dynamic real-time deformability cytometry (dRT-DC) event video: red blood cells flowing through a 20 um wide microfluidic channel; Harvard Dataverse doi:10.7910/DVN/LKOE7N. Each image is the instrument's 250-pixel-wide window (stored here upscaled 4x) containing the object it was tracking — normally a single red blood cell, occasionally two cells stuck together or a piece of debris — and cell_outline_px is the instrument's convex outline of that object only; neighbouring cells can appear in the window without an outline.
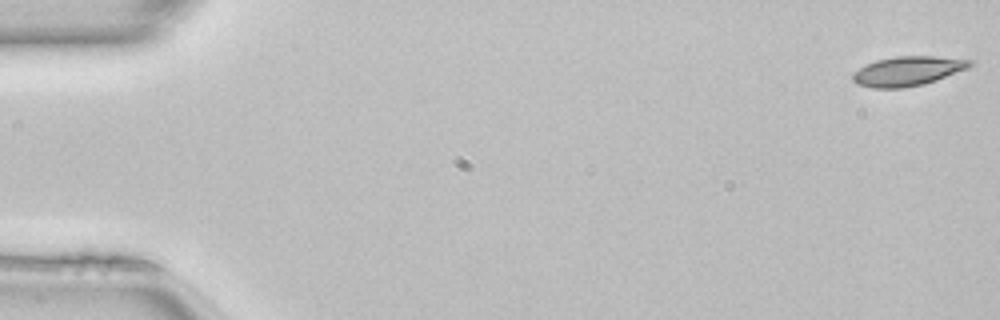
{"species": "common noctule bat (a hibernating species)", "species_latin": "Nyctalus noctula", "temperature_condition": "room temperature", "stored_images_in_passage": 50, "camera_frame_rate_fps": 3000, "um_per_image_px": 0.085, "animal": {"sex": "female", "body_mass_g": 22.7, "forearm_length_mm": 54.2}, "frame": {"image": 1, "passage_image": 1, "time_ms": 0.0, "image_size_px": [1000, 320], "cell_outline_px": [[972, 64], [968, 68], [936, 80], [924, 84], [904, 88], [872, 88], [856, 84], [852, 80], [852, 72], [876, 60], [896, 56], [932, 56], [972, 60]], "centroid_in_image_um": [77.12, 6.05], "position_along_channel_um": 7.9, "area_um2": 20.06}}
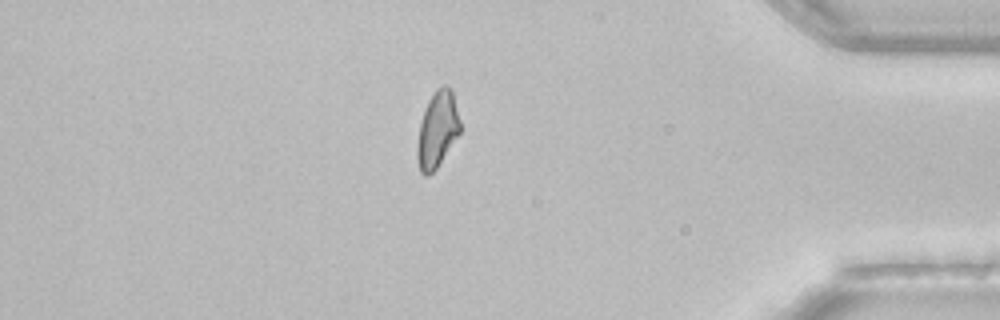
{"frame": {"image": 2, "passage_image": 43, "time_ms": 14.0, "image_size_px": [1000, 320], "cell_outline_px": [[460, 132], [436, 168], [428, 176], [424, 176], [420, 172], [416, 160], [416, 144], [420, 120], [428, 100], [436, 88], [440, 84], [448, 84], [452, 92], [460, 120]], "centroid_in_image_um": [37.14, 11.0], "position_along_channel_um": 398.1, "area_um2": 19.25}}
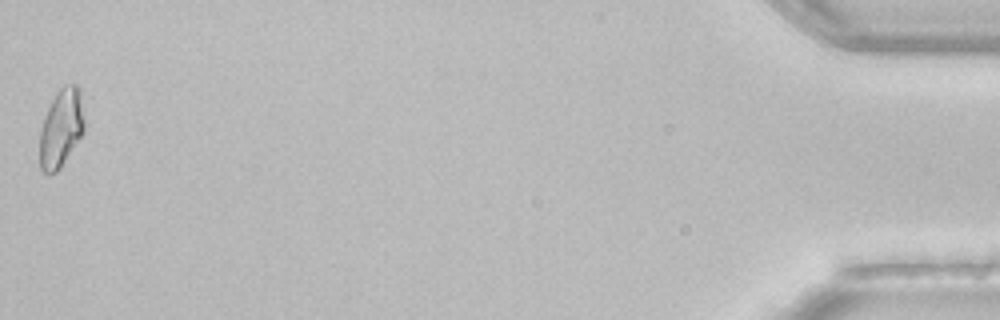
{"frame": {"image": 3, "passage_image": 50, "time_ms": 16.333, "image_size_px": [1000, 320], "cell_outline_px": [[84, 132], [60, 168], [56, 172], [44, 172], [40, 168], [40, 132], [44, 116], [56, 92], [64, 84], [76, 84], [80, 88], [84, 120]], "centroid_in_image_um": [5.21, 10.85], "position_along_channel_um": 430.0, "area_um2": 20.29}, "authors_computed_cell_mechanics": {"area_um2": 19.6809, "velocity_mm_per_s": 4.1077, "shape_relaxation_time_tau1_ms": 5.8207, "shape_relaxation_time_tau2_ms": null, "deformation_change_tau1": 0.1712, "deformation_change_tau2": null}}